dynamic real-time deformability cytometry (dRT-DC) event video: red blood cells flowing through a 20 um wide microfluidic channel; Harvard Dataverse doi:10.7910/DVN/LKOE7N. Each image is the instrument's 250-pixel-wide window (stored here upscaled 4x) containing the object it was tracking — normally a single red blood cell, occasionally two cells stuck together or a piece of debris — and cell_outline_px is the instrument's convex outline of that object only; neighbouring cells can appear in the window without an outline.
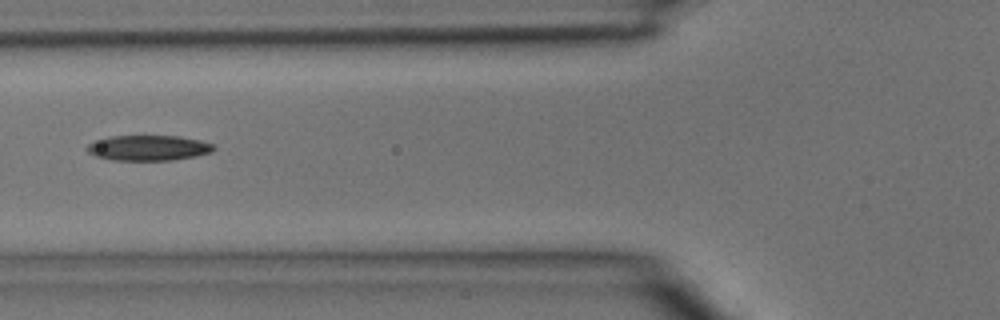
{"species": "common noctule bat (a hibernating species)", "species_latin": "Nyctalus noctula", "temperature_condition": "room temperature", "stored_images_in_passage": 4, "camera_frame_rate_fps": 3000, "um_per_image_px": 0.085, "animal": {"sex": "male", "body_mass_g": 15.6}, "frame": {"image": 1, "passage_image": 4, "time_ms": 1.0, "image_size_px": [1000, 320], "cell_outline_px": [[216, 148], [212, 152], [196, 156], [172, 160], [112, 160], [96, 156], [88, 152], [84, 148], [88, 144], [96, 140], [108, 136], [180, 136], [200, 140], [212, 144]], "centroid_in_image_um": [12.6, 12.57], "position_along_channel_um": 113.2, "area_um2": 18.79}}